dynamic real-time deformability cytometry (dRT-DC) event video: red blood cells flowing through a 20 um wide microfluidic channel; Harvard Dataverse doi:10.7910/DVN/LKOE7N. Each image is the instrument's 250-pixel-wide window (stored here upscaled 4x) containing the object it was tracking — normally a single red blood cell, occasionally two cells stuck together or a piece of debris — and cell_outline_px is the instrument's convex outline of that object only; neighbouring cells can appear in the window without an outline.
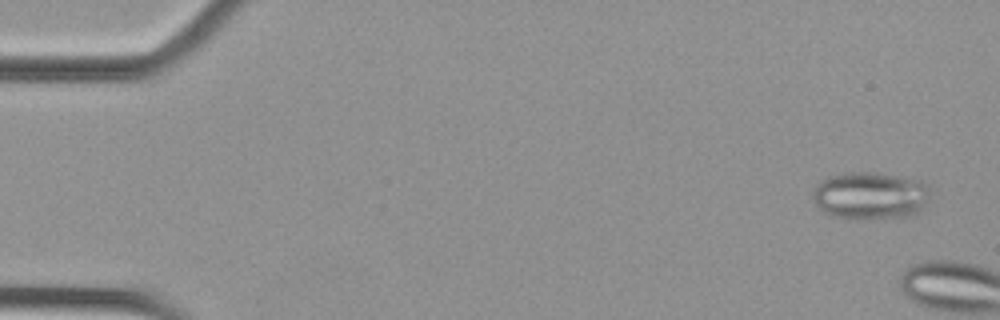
{"species": "Egyptian fruit bat (a non-hibernating species)", "species_latin": "Rousettus aegyptiacus", "temperature_condition": "cold", "stored_images_in_passage": 5, "camera_frame_rate_fps": 3000, "um_per_image_px": 0.085, "animal": {"sex": "female"}, "frame": {"image": 1, "passage_image": 2, "time_ms": 0.333, "image_size_px": [1000, 320], "cell_outline_px": [[928, 200], [912, 216], [868, 220], [856, 220], [832, 216], [824, 212], [816, 204], [812, 196], [812, 192], [816, 184], [820, 180], [828, 176], [844, 172], [876, 172], [920, 180], [928, 188]], "centroid_in_image_um": [73.91, 16.64], "position_along_channel_um": 11.1, "area_um2": 32.95}}